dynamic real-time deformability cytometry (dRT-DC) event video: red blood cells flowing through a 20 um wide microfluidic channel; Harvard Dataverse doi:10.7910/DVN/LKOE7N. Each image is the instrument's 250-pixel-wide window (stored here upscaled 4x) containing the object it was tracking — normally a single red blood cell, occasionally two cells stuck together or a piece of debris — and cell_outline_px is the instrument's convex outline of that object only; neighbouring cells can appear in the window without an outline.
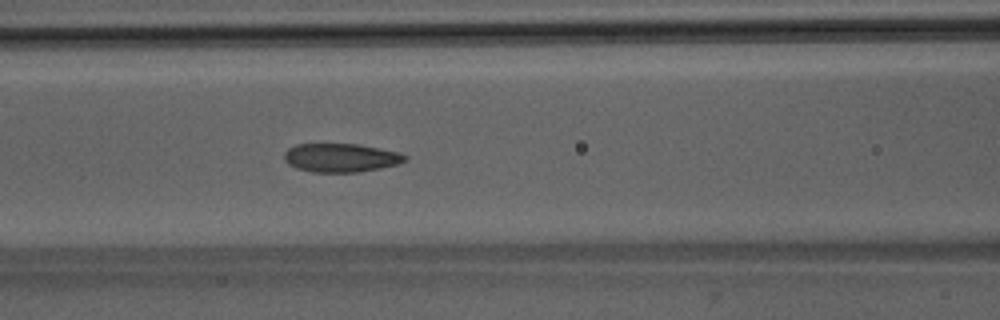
{"species": "Egyptian fruit bat (a non-hibernating species)", "species_latin": "Rousettus aegyptiacus", "temperature_condition": "room temperature", "stored_images_in_passage": 50, "camera_frame_rate_fps": 3000, "um_per_image_px": 0.085, "animal": {"sex": "male"}, "frame": {"image": 1, "passage_image": 21, "time_ms": 6.667, "image_size_px": [1000, 320], "cell_outline_px": [[408, 160], [396, 164], [380, 168], [360, 172], [312, 172], [296, 168], [288, 164], [284, 160], [284, 152], [288, 148], [296, 144], [360, 144], [400, 152], [408, 156]], "centroid_in_image_um": [28.98, 13.4], "position_along_channel_um": 137.6, "area_um2": 20.35}}
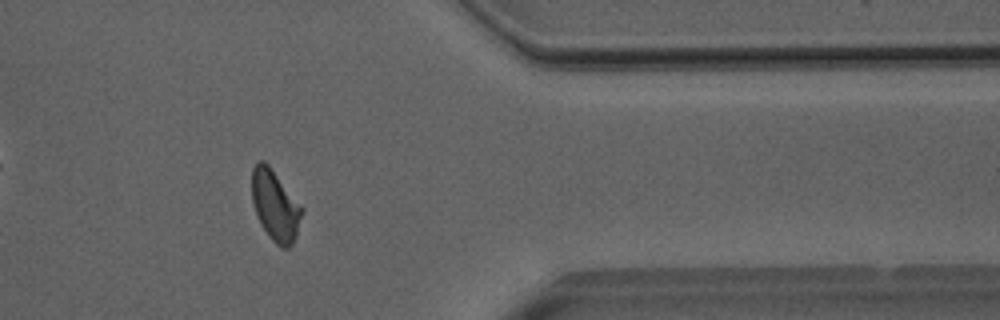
{"frame": {"image": 2, "passage_image": 41, "time_ms": 13.333, "image_size_px": [1000, 320], "cell_outline_px": [[304, 212], [296, 236], [292, 244], [288, 248], [280, 248], [272, 240], [260, 224], [252, 204], [252, 168], [256, 160], [264, 160], [268, 164], [304, 208]], "centroid_in_image_um": [23.39, 17.46], "position_along_channel_um": 388.0, "area_um2": 20.87}}
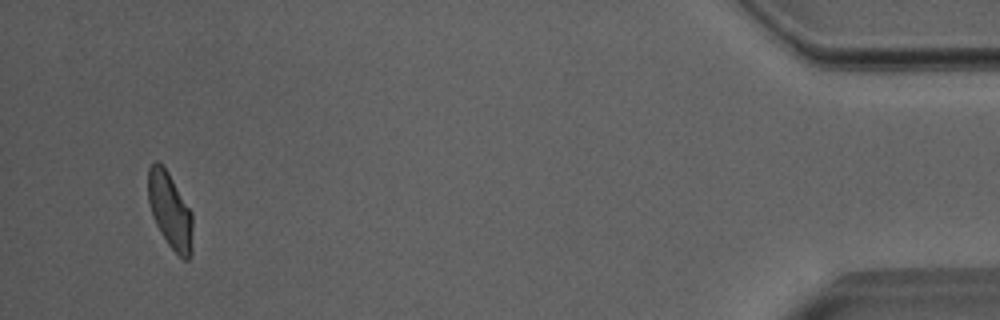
{"frame": {"image": 3, "passage_image": 48, "time_ms": 15.667, "image_size_px": [1000, 320], "cell_outline_px": [[192, 252], [188, 260], [184, 260], [168, 244], [160, 232], [152, 216], [148, 200], [148, 168], [156, 160], [168, 172], [192, 212]], "centroid_in_image_um": [14.45, 17.91], "position_along_channel_um": 420.7, "area_um2": 19.59}, "authors_computed_cell_mechanics": {"area_um2": 20.519, "velocity_mm_per_s": 4.0032, "shape_relaxation_time_tau1_ms": null, "shape_relaxation_time_tau2_ms": 1.6697, "deformation_change_tau1": null, "deformation_change_tau2": 0.068}}